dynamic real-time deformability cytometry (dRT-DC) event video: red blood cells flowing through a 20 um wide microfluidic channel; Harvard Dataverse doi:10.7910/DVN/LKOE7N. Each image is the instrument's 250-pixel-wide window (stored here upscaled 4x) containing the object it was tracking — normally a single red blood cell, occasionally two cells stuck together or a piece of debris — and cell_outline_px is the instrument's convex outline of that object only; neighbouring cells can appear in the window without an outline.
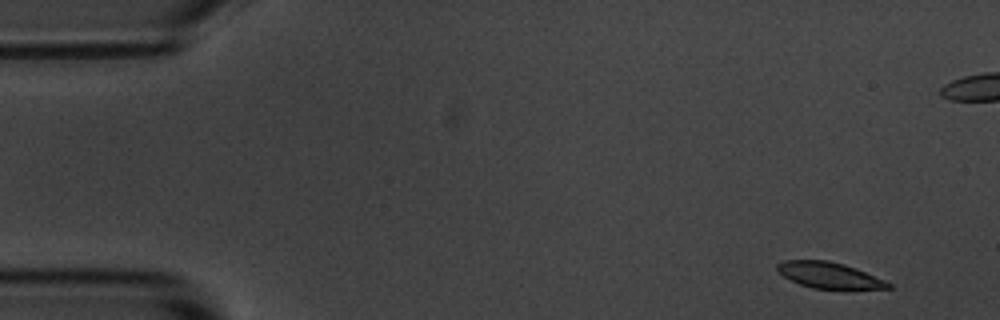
{"species": "common noctule bat (a hibernating species)", "species_latin": "Nyctalus noctula", "temperature_condition": "room temperature", "stored_images_in_passage": 8, "camera_frame_rate_fps": 3000, "um_per_image_px": 0.085, "animal": {"sex": "male", "body_mass_g": 20.1, "forearm_length_mm": 53.5}, "frame": {"image": 1, "passage_image": 1, "time_ms": 0.0, "image_size_px": [1000, 320], "cell_outline_px": [[892, 288], [812, 288], [800, 284], [784, 276], [776, 268], [776, 264], [784, 260], [828, 260], [844, 264], [856, 268], [884, 280], [892, 284]], "centroid_in_image_um": [70.46, 23.37], "position_along_channel_um": 14.5, "area_um2": 16.47}}
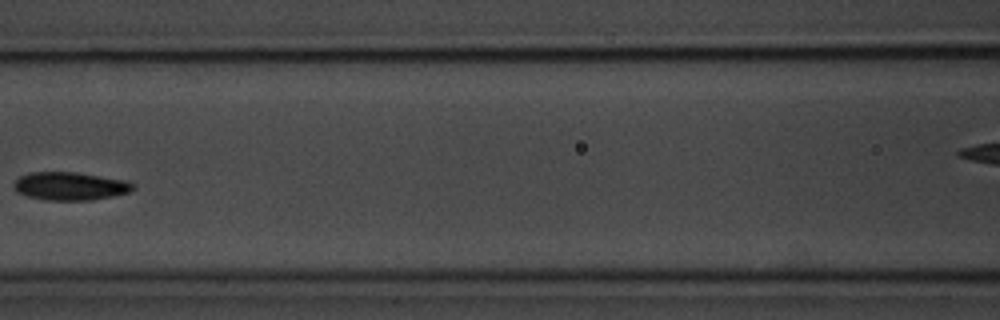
{"frame": {"image": 2, "passage_image": 7, "time_ms": 7.0, "image_size_px": [1000, 320], "cell_outline_px": [[136, 188], [128, 192], [112, 196], [92, 200], [44, 200], [28, 196], [16, 192], [12, 188], [12, 184], [20, 176], [32, 172], [76, 172], [128, 180], [136, 184]], "centroid_in_image_um": [5.97, 15.82], "position_along_channel_um": 160.6, "area_um2": 19.77}}
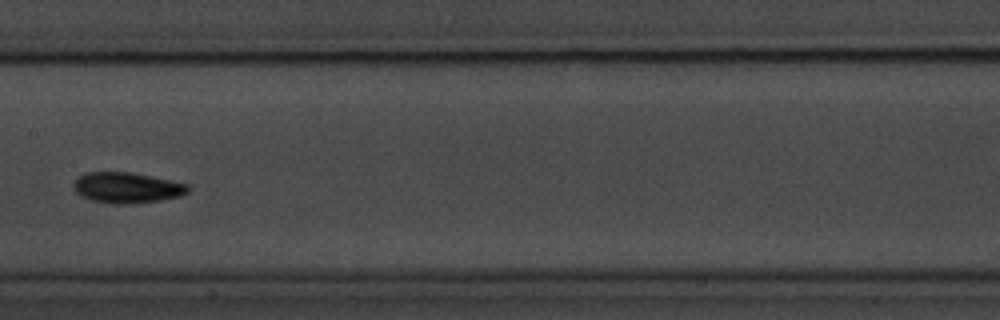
{"frame": {"image": 3, "passage_image": 8, "time_ms": 8.0, "image_size_px": [1000, 320], "cell_outline_px": [[188, 192], [180, 196], [160, 200], [132, 204], [116, 204], [92, 200], [80, 196], [72, 188], [72, 184], [84, 172], [128, 172], [188, 184]], "centroid_in_image_um": [10.74, 15.96], "position_along_channel_um": 196.7, "area_um2": 20.29}}